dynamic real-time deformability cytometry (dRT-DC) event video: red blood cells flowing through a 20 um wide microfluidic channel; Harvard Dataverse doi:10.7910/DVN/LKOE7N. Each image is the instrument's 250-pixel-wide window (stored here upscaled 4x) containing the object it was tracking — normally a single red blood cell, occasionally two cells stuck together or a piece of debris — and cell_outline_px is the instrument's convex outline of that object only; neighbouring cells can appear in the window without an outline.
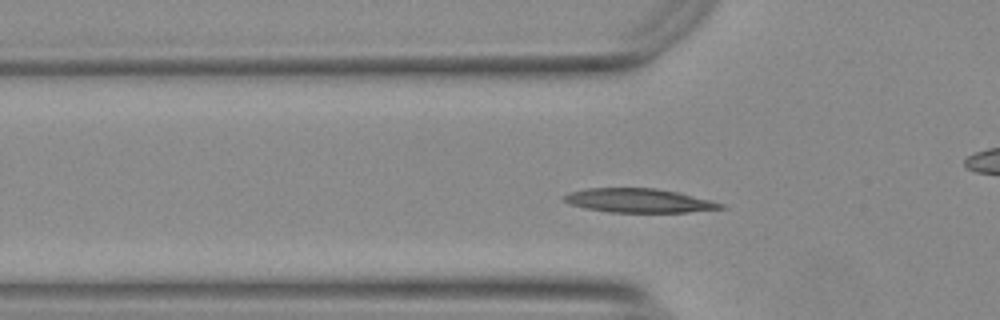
{"species": "Egyptian fruit bat (a non-hibernating species)", "species_latin": "Rousettus aegyptiacus", "temperature_condition": "warm", "stored_images_in_passage": 50, "camera_frame_rate_fps": 3000, "um_per_image_px": 0.085, "animal": {"sex": "female"}, "frame": {"image": 1, "passage_image": 13, "time_ms": 4.0, "image_size_px": [1000, 320], "cell_outline_px": [[728, 208], [688, 212], [608, 212], [584, 208], [568, 204], [564, 200], [564, 196], [572, 192], [588, 188], [656, 188], [680, 192], [712, 200], [724, 204]], "centroid_in_image_um": [54.36, 17.05], "position_along_channel_um": 71.4, "area_um2": 22.02}}
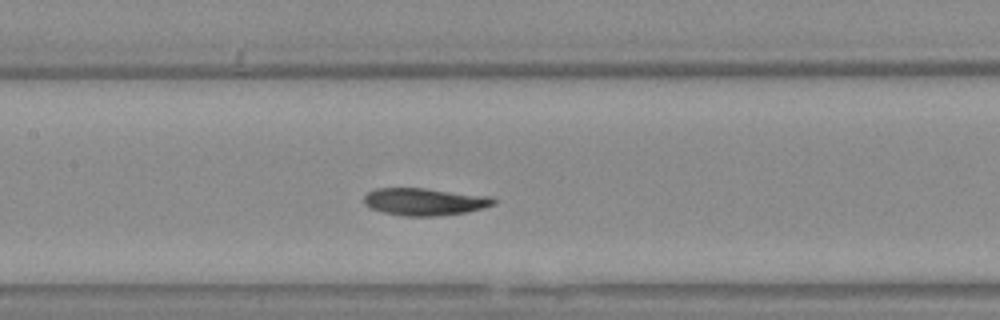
{"frame": {"image": 2, "passage_image": 21, "time_ms": 6.667, "image_size_px": [1000, 320], "cell_outline_px": [[496, 204], [484, 208], [468, 212], [440, 216], [404, 216], [384, 212], [368, 208], [364, 204], [364, 196], [368, 192], [376, 188], [424, 188], [492, 196], [496, 200]], "centroid_in_image_um": [36.12, 17.15], "position_along_channel_um": 171.3, "area_um2": 20.92}}
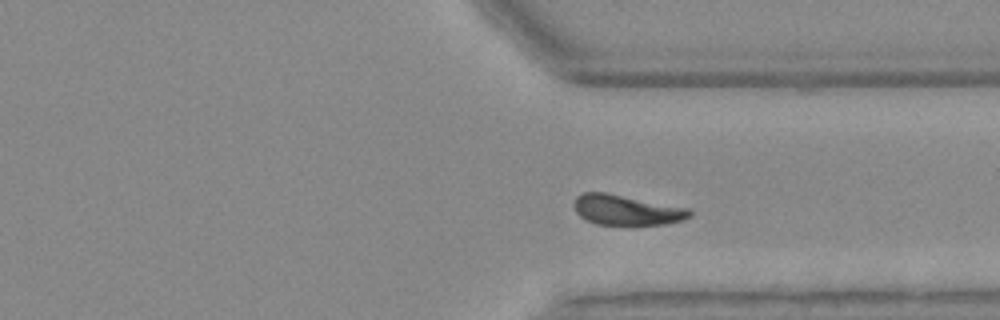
{"frame": {"image": 3, "passage_image": 36, "time_ms": 11.667, "image_size_px": [1000, 320], "cell_outline_px": [[692, 216], [668, 224], [628, 228], [596, 224], [580, 216], [576, 212], [572, 204], [576, 196], [584, 192], [604, 192], [688, 208], [692, 212]], "centroid_in_image_um": [53.24, 17.9], "position_along_channel_um": 358.2, "area_um2": 21.15}, "authors_computed_cell_mechanics": {"area_um2": 21.0392, "velocity_mm_per_s": 3.7373, "shape_relaxation_time_tau1_ms": 8.3715, "shape_relaxation_time_tau2_ms": 4.5188, "deformation_change_tau1": 0.1985, "deformation_change_tau2": 0.106}}